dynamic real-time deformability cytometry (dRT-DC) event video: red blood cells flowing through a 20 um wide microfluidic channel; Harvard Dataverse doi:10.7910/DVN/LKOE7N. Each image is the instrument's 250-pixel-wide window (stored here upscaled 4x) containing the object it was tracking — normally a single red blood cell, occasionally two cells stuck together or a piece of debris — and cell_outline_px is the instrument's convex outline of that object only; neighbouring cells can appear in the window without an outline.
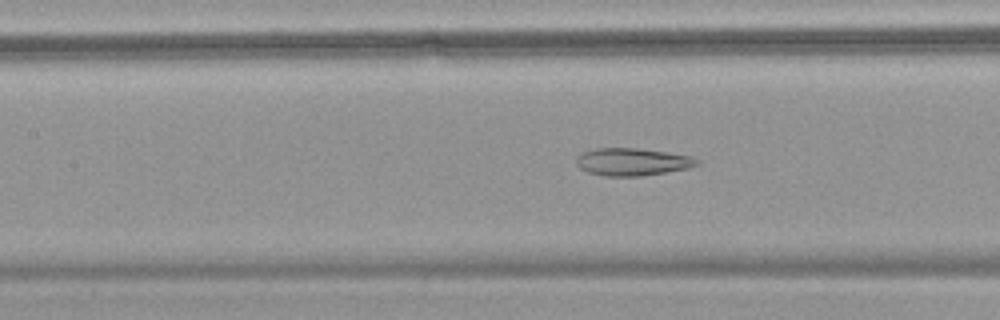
{"species": "common noctule bat (a hibernating species)", "species_latin": "Nyctalus noctula", "temperature_condition": "warm", "stored_images_in_passage": 57, "camera_frame_rate_fps": 3000, "um_per_image_px": 0.085, "animal": {"sex": "female", "body_mass_g": 18.4}, "frame": {"image": 1, "passage_image": 27, "time_ms": 8.667, "image_size_px": [1000, 320], "cell_outline_px": [[700, 164], [688, 168], [640, 176], [604, 176], [588, 172], [580, 168], [576, 164], [576, 156], [580, 152], [596, 148], [636, 148], [668, 152], [692, 156], [700, 160]], "centroid_in_image_um": [53.73, 13.75], "position_along_channel_um": 153.7, "area_um2": 19.48}}
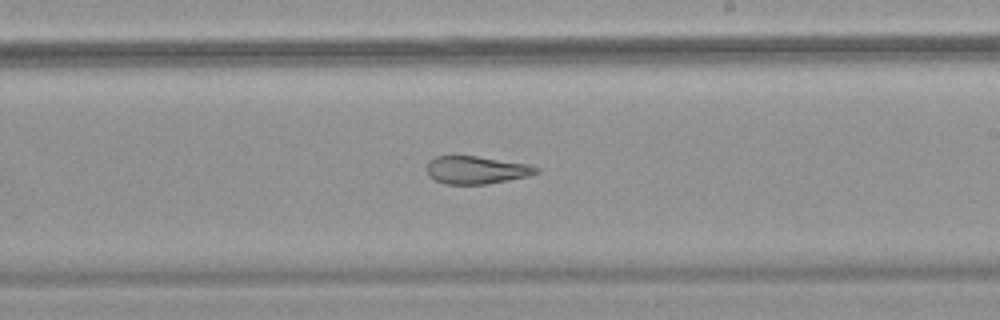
{"frame": {"image": 2, "passage_image": 35, "time_ms": 11.333, "image_size_px": [1000, 320], "cell_outline_px": [[540, 172], [528, 176], [508, 180], [484, 184], [444, 184], [428, 176], [428, 160], [436, 156], [476, 156], [528, 164], [540, 168]], "centroid_in_image_um": [40.49, 14.45], "position_along_channel_um": 248.5, "area_um2": 17.63}}
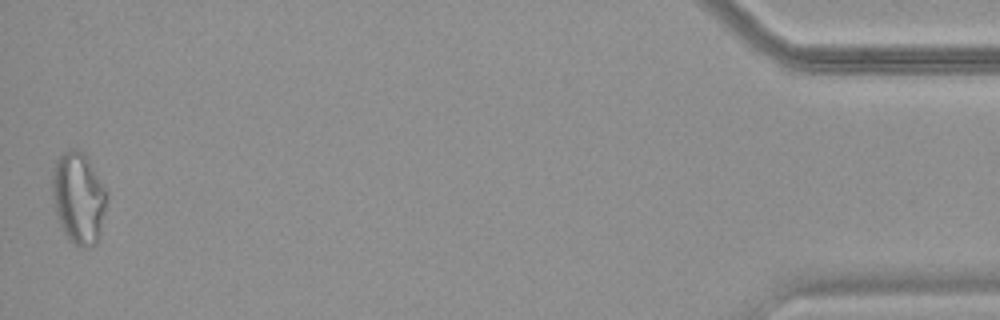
{"frame": {"image": 3, "passage_image": 57, "time_ms": 18.667, "image_size_px": [1000, 320], "cell_outline_px": [[108, 196], [100, 232], [96, 244], [84, 248], [80, 248], [72, 244], [68, 240], [64, 232], [56, 212], [52, 192], [52, 180], [56, 160], [68, 148], [76, 148], [84, 152], [108, 192]], "centroid_in_image_um": [6.69, 16.83], "position_along_channel_um": 428.5, "area_um2": 29.13}, "authors_computed_cell_mechanics": {"area_um2": 24.2182, "velocity_mm_per_s": 3.5849, "shape_relaxation_time_tau1_ms": null, "shape_relaxation_time_tau2_ms": 3.2664, "deformation_change_tau1": null, "deformation_change_tau2": 0.1286}}